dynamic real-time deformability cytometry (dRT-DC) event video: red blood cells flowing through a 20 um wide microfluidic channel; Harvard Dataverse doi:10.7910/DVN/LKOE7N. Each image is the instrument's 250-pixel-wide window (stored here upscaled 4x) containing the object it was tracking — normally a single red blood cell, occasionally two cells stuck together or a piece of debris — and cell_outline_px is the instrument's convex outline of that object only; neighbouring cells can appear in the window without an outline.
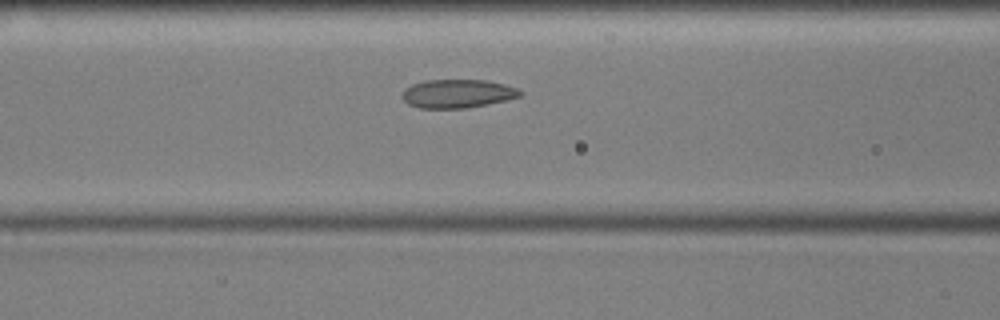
{"species": "common noctule bat (a hibernating species)", "species_latin": "Nyctalus noctula", "temperature_condition": "cold", "stored_images_in_passage": 17, "camera_frame_rate_fps": 3000, "um_per_image_px": 0.085, "animal": {"sex": "male", "body_mass_g": 17.9, "forearm_length_mm": 54.2}, "frame": {"image": 1, "passage_image": 12, "time_ms": 3.667, "image_size_px": [1000, 320], "cell_outline_px": [[524, 92], [520, 96], [508, 100], [468, 108], [420, 108], [408, 104], [404, 100], [404, 88], [412, 84], [424, 80], [484, 80], [504, 84], [520, 88]], "centroid_in_image_um": [38.94, 7.96], "position_along_channel_um": 127.7, "area_um2": 19.71}}
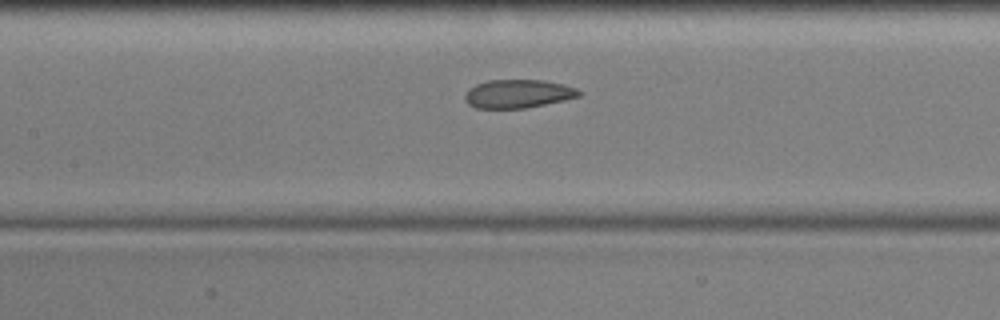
{"frame": {"image": 2, "passage_image": 15, "time_ms": 4.667, "image_size_px": [1000, 320], "cell_outline_px": [[584, 92], [580, 96], [564, 100], [524, 108], [476, 108], [468, 104], [464, 100], [464, 96], [468, 88], [476, 84], [488, 80], [544, 80], [564, 84], [576, 88]], "centroid_in_image_um": [44.03, 7.96], "position_along_channel_um": 163.4, "area_um2": 19.02}}